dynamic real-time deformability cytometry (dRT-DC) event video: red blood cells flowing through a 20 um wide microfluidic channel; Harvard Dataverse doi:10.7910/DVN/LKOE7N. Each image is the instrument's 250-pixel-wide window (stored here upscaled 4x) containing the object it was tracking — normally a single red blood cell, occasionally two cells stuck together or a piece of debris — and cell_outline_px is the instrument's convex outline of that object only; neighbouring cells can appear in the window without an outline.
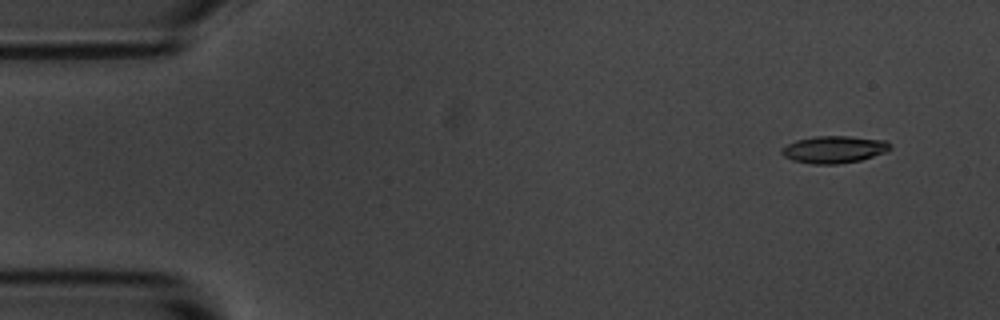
{"species": "common noctule bat (a hibernating species)", "species_latin": "Nyctalus noctula", "temperature_condition": "room temperature", "stored_images_in_passage": 4, "camera_frame_rate_fps": 3000, "um_per_image_px": 0.085, "animal": {"sex": "male", "body_mass_g": 20.1, "forearm_length_mm": 53.5}, "frame": {"image": 1, "passage_image": 1, "time_ms": 0.0, "image_size_px": [1000, 320], "cell_outline_px": [[892, 148], [884, 152], [860, 160], [836, 164], [812, 164], [792, 160], [784, 156], [780, 152], [780, 148], [796, 140], [816, 136], [848, 136], [888, 140], [892, 144]], "centroid_in_image_um": [70.89, 12.69], "position_along_channel_um": 14.1, "area_um2": 17.22}}
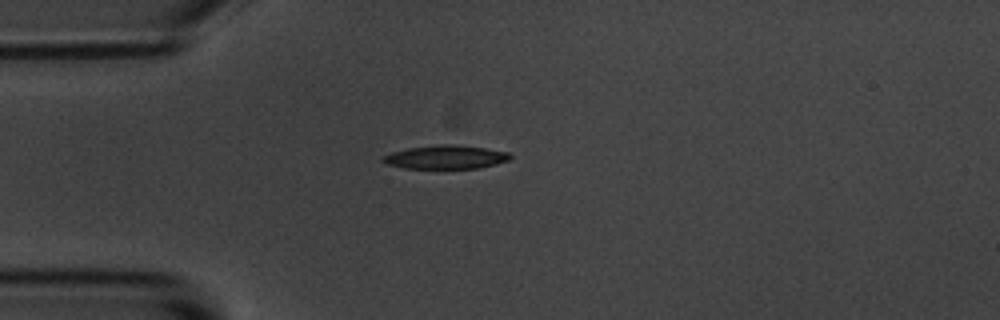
{"frame": {"image": 2, "passage_image": 4, "time_ms": 3.333, "image_size_px": [1000, 320], "cell_outline_px": [[512, 156], [508, 160], [496, 164], [476, 168], [404, 168], [388, 164], [380, 160], [380, 156], [392, 152], [408, 148], [440, 144], [456, 144], [484, 148], [508, 152]], "centroid_in_image_um": [37.85, 13.34], "position_along_channel_um": 47.2, "area_um2": 17.46}}